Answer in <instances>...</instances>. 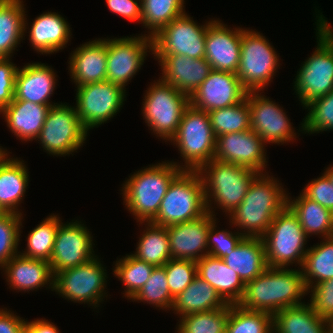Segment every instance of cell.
Instances as JSON below:
<instances>
[{
	"label": "cell",
	"mask_w": 333,
	"mask_h": 333,
	"mask_svg": "<svg viewBox=\"0 0 333 333\" xmlns=\"http://www.w3.org/2000/svg\"><path fill=\"white\" fill-rule=\"evenodd\" d=\"M279 180L268 172L259 173L232 213L229 223L244 237L262 238L272 220L287 206L288 193ZM240 228V229H239Z\"/></svg>",
	"instance_id": "obj_1"
},
{
	"label": "cell",
	"mask_w": 333,
	"mask_h": 333,
	"mask_svg": "<svg viewBox=\"0 0 333 333\" xmlns=\"http://www.w3.org/2000/svg\"><path fill=\"white\" fill-rule=\"evenodd\" d=\"M307 288L302 270L270 267L245 284L238 305L246 310L262 311L272 315L283 308L303 304Z\"/></svg>",
	"instance_id": "obj_2"
},
{
	"label": "cell",
	"mask_w": 333,
	"mask_h": 333,
	"mask_svg": "<svg viewBox=\"0 0 333 333\" xmlns=\"http://www.w3.org/2000/svg\"><path fill=\"white\" fill-rule=\"evenodd\" d=\"M180 162L163 161L143 167L124 181L121 189L123 205L137 223L152 222L171 182L183 171Z\"/></svg>",
	"instance_id": "obj_3"
},
{
	"label": "cell",
	"mask_w": 333,
	"mask_h": 333,
	"mask_svg": "<svg viewBox=\"0 0 333 333\" xmlns=\"http://www.w3.org/2000/svg\"><path fill=\"white\" fill-rule=\"evenodd\" d=\"M197 172L203 183L207 212L214 217L215 204V208L229 216L241 204L250 183L259 174L251 168L215 159L202 165Z\"/></svg>",
	"instance_id": "obj_4"
},
{
	"label": "cell",
	"mask_w": 333,
	"mask_h": 333,
	"mask_svg": "<svg viewBox=\"0 0 333 333\" xmlns=\"http://www.w3.org/2000/svg\"><path fill=\"white\" fill-rule=\"evenodd\" d=\"M207 213L203 183L197 171L183 170L170 184L153 224L169 225L196 220Z\"/></svg>",
	"instance_id": "obj_5"
},
{
	"label": "cell",
	"mask_w": 333,
	"mask_h": 333,
	"mask_svg": "<svg viewBox=\"0 0 333 333\" xmlns=\"http://www.w3.org/2000/svg\"><path fill=\"white\" fill-rule=\"evenodd\" d=\"M262 240L268 266L288 268L295 264V267L299 265L297 268L301 269L308 251L305 246L308 237L288 206L272 220Z\"/></svg>",
	"instance_id": "obj_6"
},
{
	"label": "cell",
	"mask_w": 333,
	"mask_h": 333,
	"mask_svg": "<svg viewBox=\"0 0 333 333\" xmlns=\"http://www.w3.org/2000/svg\"><path fill=\"white\" fill-rule=\"evenodd\" d=\"M170 143L178 148L184 161L180 168L197 171L202 165L214 159L216 136L208 112L189 105L181 118L176 135Z\"/></svg>",
	"instance_id": "obj_7"
},
{
	"label": "cell",
	"mask_w": 333,
	"mask_h": 333,
	"mask_svg": "<svg viewBox=\"0 0 333 333\" xmlns=\"http://www.w3.org/2000/svg\"><path fill=\"white\" fill-rule=\"evenodd\" d=\"M157 81V82H156ZM151 83L142 101V116L148 128L163 140L176 135L184 110L190 105L189 96L162 79Z\"/></svg>",
	"instance_id": "obj_8"
},
{
	"label": "cell",
	"mask_w": 333,
	"mask_h": 333,
	"mask_svg": "<svg viewBox=\"0 0 333 333\" xmlns=\"http://www.w3.org/2000/svg\"><path fill=\"white\" fill-rule=\"evenodd\" d=\"M280 65L279 55L269 40L254 29L242 27L240 64L236 75L244 89L247 92L264 91Z\"/></svg>",
	"instance_id": "obj_9"
},
{
	"label": "cell",
	"mask_w": 333,
	"mask_h": 333,
	"mask_svg": "<svg viewBox=\"0 0 333 333\" xmlns=\"http://www.w3.org/2000/svg\"><path fill=\"white\" fill-rule=\"evenodd\" d=\"M98 255L77 267L54 273L53 291L74 303L99 307L107 297V270ZM106 271V272H105Z\"/></svg>",
	"instance_id": "obj_10"
},
{
	"label": "cell",
	"mask_w": 333,
	"mask_h": 333,
	"mask_svg": "<svg viewBox=\"0 0 333 333\" xmlns=\"http://www.w3.org/2000/svg\"><path fill=\"white\" fill-rule=\"evenodd\" d=\"M88 133L81 124L75 106L61 102L49 108L36 141L49 155L62 157L77 152L85 143Z\"/></svg>",
	"instance_id": "obj_11"
},
{
	"label": "cell",
	"mask_w": 333,
	"mask_h": 333,
	"mask_svg": "<svg viewBox=\"0 0 333 333\" xmlns=\"http://www.w3.org/2000/svg\"><path fill=\"white\" fill-rule=\"evenodd\" d=\"M75 88V110L88 132L111 120L126 101V88L108 80Z\"/></svg>",
	"instance_id": "obj_12"
},
{
	"label": "cell",
	"mask_w": 333,
	"mask_h": 333,
	"mask_svg": "<svg viewBox=\"0 0 333 333\" xmlns=\"http://www.w3.org/2000/svg\"><path fill=\"white\" fill-rule=\"evenodd\" d=\"M208 21L199 25L184 13L152 37V53L160 62L166 55L181 54L193 59L204 58Z\"/></svg>",
	"instance_id": "obj_13"
},
{
	"label": "cell",
	"mask_w": 333,
	"mask_h": 333,
	"mask_svg": "<svg viewBox=\"0 0 333 333\" xmlns=\"http://www.w3.org/2000/svg\"><path fill=\"white\" fill-rule=\"evenodd\" d=\"M316 36L315 51L302 62L293 86L302 107L333 90V43Z\"/></svg>",
	"instance_id": "obj_14"
},
{
	"label": "cell",
	"mask_w": 333,
	"mask_h": 333,
	"mask_svg": "<svg viewBox=\"0 0 333 333\" xmlns=\"http://www.w3.org/2000/svg\"><path fill=\"white\" fill-rule=\"evenodd\" d=\"M152 50V38L146 34L108 38L106 80L126 88Z\"/></svg>",
	"instance_id": "obj_15"
},
{
	"label": "cell",
	"mask_w": 333,
	"mask_h": 333,
	"mask_svg": "<svg viewBox=\"0 0 333 333\" xmlns=\"http://www.w3.org/2000/svg\"><path fill=\"white\" fill-rule=\"evenodd\" d=\"M250 108L251 129L266 144H288L296 140V132L286 115L287 112L261 92H247Z\"/></svg>",
	"instance_id": "obj_16"
},
{
	"label": "cell",
	"mask_w": 333,
	"mask_h": 333,
	"mask_svg": "<svg viewBox=\"0 0 333 333\" xmlns=\"http://www.w3.org/2000/svg\"><path fill=\"white\" fill-rule=\"evenodd\" d=\"M82 221L60 223L56 234L51 259L54 273L77 267L96 257L93 235Z\"/></svg>",
	"instance_id": "obj_17"
},
{
	"label": "cell",
	"mask_w": 333,
	"mask_h": 333,
	"mask_svg": "<svg viewBox=\"0 0 333 333\" xmlns=\"http://www.w3.org/2000/svg\"><path fill=\"white\" fill-rule=\"evenodd\" d=\"M265 146L262 138L252 129L222 134L216 137L214 159L266 173L268 162Z\"/></svg>",
	"instance_id": "obj_18"
},
{
	"label": "cell",
	"mask_w": 333,
	"mask_h": 333,
	"mask_svg": "<svg viewBox=\"0 0 333 333\" xmlns=\"http://www.w3.org/2000/svg\"><path fill=\"white\" fill-rule=\"evenodd\" d=\"M247 91L233 72L212 70L189 97L190 105L202 111H213L242 102Z\"/></svg>",
	"instance_id": "obj_19"
},
{
	"label": "cell",
	"mask_w": 333,
	"mask_h": 333,
	"mask_svg": "<svg viewBox=\"0 0 333 333\" xmlns=\"http://www.w3.org/2000/svg\"><path fill=\"white\" fill-rule=\"evenodd\" d=\"M242 28L228 27L210 19L205 38V60L212 70L237 73L240 64Z\"/></svg>",
	"instance_id": "obj_20"
},
{
	"label": "cell",
	"mask_w": 333,
	"mask_h": 333,
	"mask_svg": "<svg viewBox=\"0 0 333 333\" xmlns=\"http://www.w3.org/2000/svg\"><path fill=\"white\" fill-rule=\"evenodd\" d=\"M215 220L207 212L196 220L167 226L171 258L198 261L208 255L207 233Z\"/></svg>",
	"instance_id": "obj_21"
},
{
	"label": "cell",
	"mask_w": 333,
	"mask_h": 333,
	"mask_svg": "<svg viewBox=\"0 0 333 333\" xmlns=\"http://www.w3.org/2000/svg\"><path fill=\"white\" fill-rule=\"evenodd\" d=\"M108 37L83 43L71 52L69 73L75 86L106 80Z\"/></svg>",
	"instance_id": "obj_22"
},
{
	"label": "cell",
	"mask_w": 333,
	"mask_h": 333,
	"mask_svg": "<svg viewBox=\"0 0 333 333\" xmlns=\"http://www.w3.org/2000/svg\"><path fill=\"white\" fill-rule=\"evenodd\" d=\"M27 14L24 18V38L25 33H29V42L32 49L38 54H54L67 47L70 41V24L58 12H44L37 16L33 23L28 26ZM28 27V28H27ZM28 29L29 31L27 32Z\"/></svg>",
	"instance_id": "obj_23"
},
{
	"label": "cell",
	"mask_w": 333,
	"mask_h": 333,
	"mask_svg": "<svg viewBox=\"0 0 333 333\" xmlns=\"http://www.w3.org/2000/svg\"><path fill=\"white\" fill-rule=\"evenodd\" d=\"M55 70L45 63H27L18 67L15 78V100H25L40 105H57L50 101L56 88Z\"/></svg>",
	"instance_id": "obj_24"
},
{
	"label": "cell",
	"mask_w": 333,
	"mask_h": 333,
	"mask_svg": "<svg viewBox=\"0 0 333 333\" xmlns=\"http://www.w3.org/2000/svg\"><path fill=\"white\" fill-rule=\"evenodd\" d=\"M161 79L189 97L212 71L205 58L193 59L181 54L166 55L160 62Z\"/></svg>",
	"instance_id": "obj_25"
},
{
	"label": "cell",
	"mask_w": 333,
	"mask_h": 333,
	"mask_svg": "<svg viewBox=\"0 0 333 333\" xmlns=\"http://www.w3.org/2000/svg\"><path fill=\"white\" fill-rule=\"evenodd\" d=\"M0 270L5 274L10 289L28 292L48 287L53 291L54 274L49 262L24 257H12ZM49 285V286H48Z\"/></svg>",
	"instance_id": "obj_26"
},
{
	"label": "cell",
	"mask_w": 333,
	"mask_h": 333,
	"mask_svg": "<svg viewBox=\"0 0 333 333\" xmlns=\"http://www.w3.org/2000/svg\"><path fill=\"white\" fill-rule=\"evenodd\" d=\"M9 156L0 155V207L4 212L23 215L18 207L30 182L29 172L23 160Z\"/></svg>",
	"instance_id": "obj_27"
},
{
	"label": "cell",
	"mask_w": 333,
	"mask_h": 333,
	"mask_svg": "<svg viewBox=\"0 0 333 333\" xmlns=\"http://www.w3.org/2000/svg\"><path fill=\"white\" fill-rule=\"evenodd\" d=\"M54 105H40L25 100H13L0 114L7 128L21 141L38 138L49 108Z\"/></svg>",
	"instance_id": "obj_28"
},
{
	"label": "cell",
	"mask_w": 333,
	"mask_h": 333,
	"mask_svg": "<svg viewBox=\"0 0 333 333\" xmlns=\"http://www.w3.org/2000/svg\"><path fill=\"white\" fill-rule=\"evenodd\" d=\"M197 275L207 281L228 304H238L245 284L223 259L205 255L196 261Z\"/></svg>",
	"instance_id": "obj_29"
},
{
	"label": "cell",
	"mask_w": 333,
	"mask_h": 333,
	"mask_svg": "<svg viewBox=\"0 0 333 333\" xmlns=\"http://www.w3.org/2000/svg\"><path fill=\"white\" fill-rule=\"evenodd\" d=\"M244 284L254 280L268 267L262 238L244 237L233 252L223 258Z\"/></svg>",
	"instance_id": "obj_30"
},
{
	"label": "cell",
	"mask_w": 333,
	"mask_h": 333,
	"mask_svg": "<svg viewBox=\"0 0 333 333\" xmlns=\"http://www.w3.org/2000/svg\"><path fill=\"white\" fill-rule=\"evenodd\" d=\"M283 308L273 315V333H331V321L307 304Z\"/></svg>",
	"instance_id": "obj_31"
},
{
	"label": "cell",
	"mask_w": 333,
	"mask_h": 333,
	"mask_svg": "<svg viewBox=\"0 0 333 333\" xmlns=\"http://www.w3.org/2000/svg\"><path fill=\"white\" fill-rule=\"evenodd\" d=\"M288 193L287 206L297 216L303 231L310 238L333 236V213L318 202L307 198L302 192L292 200Z\"/></svg>",
	"instance_id": "obj_32"
},
{
	"label": "cell",
	"mask_w": 333,
	"mask_h": 333,
	"mask_svg": "<svg viewBox=\"0 0 333 333\" xmlns=\"http://www.w3.org/2000/svg\"><path fill=\"white\" fill-rule=\"evenodd\" d=\"M228 303L220 294L200 276H196L190 285L175 299L173 313L180 317L193 313L224 308Z\"/></svg>",
	"instance_id": "obj_33"
},
{
	"label": "cell",
	"mask_w": 333,
	"mask_h": 333,
	"mask_svg": "<svg viewBox=\"0 0 333 333\" xmlns=\"http://www.w3.org/2000/svg\"><path fill=\"white\" fill-rule=\"evenodd\" d=\"M23 0H4L0 4V58H11L24 38Z\"/></svg>",
	"instance_id": "obj_34"
},
{
	"label": "cell",
	"mask_w": 333,
	"mask_h": 333,
	"mask_svg": "<svg viewBox=\"0 0 333 333\" xmlns=\"http://www.w3.org/2000/svg\"><path fill=\"white\" fill-rule=\"evenodd\" d=\"M144 225L145 230L139 236L136 251L132 255L155 267L164 266L171 259L167 229L152 222H145Z\"/></svg>",
	"instance_id": "obj_35"
},
{
	"label": "cell",
	"mask_w": 333,
	"mask_h": 333,
	"mask_svg": "<svg viewBox=\"0 0 333 333\" xmlns=\"http://www.w3.org/2000/svg\"><path fill=\"white\" fill-rule=\"evenodd\" d=\"M310 246L301 267L306 288L333 278V236Z\"/></svg>",
	"instance_id": "obj_36"
},
{
	"label": "cell",
	"mask_w": 333,
	"mask_h": 333,
	"mask_svg": "<svg viewBox=\"0 0 333 333\" xmlns=\"http://www.w3.org/2000/svg\"><path fill=\"white\" fill-rule=\"evenodd\" d=\"M184 0H141V18L149 37L155 36L175 18L186 13Z\"/></svg>",
	"instance_id": "obj_37"
},
{
	"label": "cell",
	"mask_w": 333,
	"mask_h": 333,
	"mask_svg": "<svg viewBox=\"0 0 333 333\" xmlns=\"http://www.w3.org/2000/svg\"><path fill=\"white\" fill-rule=\"evenodd\" d=\"M61 218L56 214H51L43 219L27 236L25 251L19 254L32 259H39L49 262L53 251V246L58 231Z\"/></svg>",
	"instance_id": "obj_38"
},
{
	"label": "cell",
	"mask_w": 333,
	"mask_h": 333,
	"mask_svg": "<svg viewBox=\"0 0 333 333\" xmlns=\"http://www.w3.org/2000/svg\"><path fill=\"white\" fill-rule=\"evenodd\" d=\"M154 265L139 260L131 254L116 260L113 275L124 284V296L132 299L145 285Z\"/></svg>",
	"instance_id": "obj_39"
},
{
	"label": "cell",
	"mask_w": 333,
	"mask_h": 333,
	"mask_svg": "<svg viewBox=\"0 0 333 333\" xmlns=\"http://www.w3.org/2000/svg\"><path fill=\"white\" fill-rule=\"evenodd\" d=\"M225 333H273V315L228 304Z\"/></svg>",
	"instance_id": "obj_40"
},
{
	"label": "cell",
	"mask_w": 333,
	"mask_h": 333,
	"mask_svg": "<svg viewBox=\"0 0 333 333\" xmlns=\"http://www.w3.org/2000/svg\"><path fill=\"white\" fill-rule=\"evenodd\" d=\"M208 114L216 137L251 129L250 108L246 98L238 104L209 111Z\"/></svg>",
	"instance_id": "obj_41"
},
{
	"label": "cell",
	"mask_w": 333,
	"mask_h": 333,
	"mask_svg": "<svg viewBox=\"0 0 333 333\" xmlns=\"http://www.w3.org/2000/svg\"><path fill=\"white\" fill-rule=\"evenodd\" d=\"M131 300L153 305L159 310L170 311L174 298L169 291L165 268L163 266L154 267L145 285Z\"/></svg>",
	"instance_id": "obj_42"
},
{
	"label": "cell",
	"mask_w": 333,
	"mask_h": 333,
	"mask_svg": "<svg viewBox=\"0 0 333 333\" xmlns=\"http://www.w3.org/2000/svg\"><path fill=\"white\" fill-rule=\"evenodd\" d=\"M177 333H224L228 319V305L224 308L179 317Z\"/></svg>",
	"instance_id": "obj_43"
},
{
	"label": "cell",
	"mask_w": 333,
	"mask_h": 333,
	"mask_svg": "<svg viewBox=\"0 0 333 333\" xmlns=\"http://www.w3.org/2000/svg\"><path fill=\"white\" fill-rule=\"evenodd\" d=\"M304 108L308 109V113L300 124V132L310 135L333 130V90L324 97L313 100Z\"/></svg>",
	"instance_id": "obj_44"
},
{
	"label": "cell",
	"mask_w": 333,
	"mask_h": 333,
	"mask_svg": "<svg viewBox=\"0 0 333 333\" xmlns=\"http://www.w3.org/2000/svg\"><path fill=\"white\" fill-rule=\"evenodd\" d=\"M22 219V215L14 212H4L0 215V269L19 254Z\"/></svg>",
	"instance_id": "obj_45"
},
{
	"label": "cell",
	"mask_w": 333,
	"mask_h": 333,
	"mask_svg": "<svg viewBox=\"0 0 333 333\" xmlns=\"http://www.w3.org/2000/svg\"><path fill=\"white\" fill-rule=\"evenodd\" d=\"M171 296L175 299L197 276L196 261L170 259L164 266Z\"/></svg>",
	"instance_id": "obj_46"
},
{
	"label": "cell",
	"mask_w": 333,
	"mask_h": 333,
	"mask_svg": "<svg viewBox=\"0 0 333 333\" xmlns=\"http://www.w3.org/2000/svg\"><path fill=\"white\" fill-rule=\"evenodd\" d=\"M215 220L207 233L208 255L223 259L233 252L244 236L240 232H231L228 229L217 230Z\"/></svg>",
	"instance_id": "obj_47"
},
{
	"label": "cell",
	"mask_w": 333,
	"mask_h": 333,
	"mask_svg": "<svg viewBox=\"0 0 333 333\" xmlns=\"http://www.w3.org/2000/svg\"><path fill=\"white\" fill-rule=\"evenodd\" d=\"M311 289V290H310ZM311 292V293H310ZM309 305L321 318L333 320V278L307 288Z\"/></svg>",
	"instance_id": "obj_48"
},
{
	"label": "cell",
	"mask_w": 333,
	"mask_h": 333,
	"mask_svg": "<svg viewBox=\"0 0 333 333\" xmlns=\"http://www.w3.org/2000/svg\"><path fill=\"white\" fill-rule=\"evenodd\" d=\"M12 58H0V113L14 100L17 65Z\"/></svg>",
	"instance_id": "obj_49"
},
{
	"label": "cell",
	"mask_w": 333,
	"mask_h": 333,
	"mask_svg": "<svg viewBox=\"0 0 333 333\" xmlns=\"http://www.w3.org/2000/svg\"><path fill=\"white\" fill-rule=\"evenodd\" d=\"M301 192L333 213V185L323 173L308 182Z\"/></svg>",
	"instance_id": "obj_50"
},
{
	"label": "cell",
	"mask_w": 333,
	"mask_h": 333,
	"mask_svg": "<svg viewBox=\"0 0 333 333\" xmlns=\"http://www.w3.org/2000/svg\"><path fill=\"white\" fill-rule=\"evenodd\" d=\"M108 9L126 18L128 21H139L142 23L141 18V0H105Z\"/></svg>",
	"instance_id": "obj_51"
},
{
	"label": "cell",
	"mask_w": 333,
	"mask_h": 333,
	"mask_svg": "<svg viewBox=\"0 0 333 333\" xmlns=\"http://www.w3.org/2000/svg\"><path fill=\"white\" fill-rule=\"evenodd\" d=\"M7 308H0V333H25L26 321Z\"/></svg>",
	"instance_id": "obj_52"
},
{
	"label": "cell",
	"mask_w": 333,
	"mask_h": 333,
	"mask_svg": "<svg viewBox=\"0 0 333 333\" xmlns=\"http://www.w3.org/2000/svg\"><path fill=\"white\" fill-rule=\"evenodd\" d=\"M25 333H60V330L52 322L41 318L30 322L27 320Z\"/></svg>",
	"instance_id": "obj_53"
},
{
	"label": "cell",
	"mask_w": 333,
	"mask_h": 333,
	"mask_svg": "<svg viewBox=\"0 0 333 333\" xmlns=\"http://www.w3.org/2000/svg\"><path fill=\"white\" fill-rule=\"evenodd\" d=\"M316 33H318L325 41L329 42V43H333V27L330 26L327 21V19L325 18V16L320 13V10H316ZM332 27V28H331Z\"/></svg>",
	"instance_id": "obj_54"
},
{
	"label": "cell",
	"mask_w": 333,
	"mask_h": 333,
	"mask_svg": "<svg viewBox=\"0 0 333 333\" xmlns=\"http://www.w3.org/2000/svg\"><path fill=\"white\" fill-rule=\"evenodd\" d=\"M324 175L328 178L330 183L333 185V165L328 166L325 168Z\"/></svg>",
	"instance_id": "obj_55"
},
{
	"label": "cell",
	"mask_w": 333,
	"mask_h": 333,
	"mask_svg": "<svg viewBox=\"0 0 333 333\" xmlns=\"http://www.w3.org/2000/svg\"><path fill=\"white\" fill-rule=\"evenodd\" d=\"M2 153H11V152H9L7 149H5V148H3L2 146H0V155H1Z\"/></svg>",
	"instance_id": "obj_56"
},
{
	"label": "cell",
	"mask_w": 333,
	"mask_h": 333,
	"mask_svg": "<svg viewBox=\"0 0 333 333\" xmlns=\"http://www.w3.org/2000/svg\"><path fill=\"white\" fill-rule=\"evenodd\" d=\"M331 333H333V320L331 321Z\"/></svg>",
	"instance_id": "obj_57"
},
{
	"label": "cell",
	"mask_w": 333,
	"mask_h": 333,
	"mask_svg": "<svg viewBox=\"0 0 333 333\" xmlns=\"http://www.w3.org/2000/svg\"><path fill=\"white\" fill-rule=\"evenodd\" d=\"M3 213H4V211H3V210L1 209V207H0V215L3 214Z\"/></svg>",
	"instance_id": "obj_58"
}]
</instances>
